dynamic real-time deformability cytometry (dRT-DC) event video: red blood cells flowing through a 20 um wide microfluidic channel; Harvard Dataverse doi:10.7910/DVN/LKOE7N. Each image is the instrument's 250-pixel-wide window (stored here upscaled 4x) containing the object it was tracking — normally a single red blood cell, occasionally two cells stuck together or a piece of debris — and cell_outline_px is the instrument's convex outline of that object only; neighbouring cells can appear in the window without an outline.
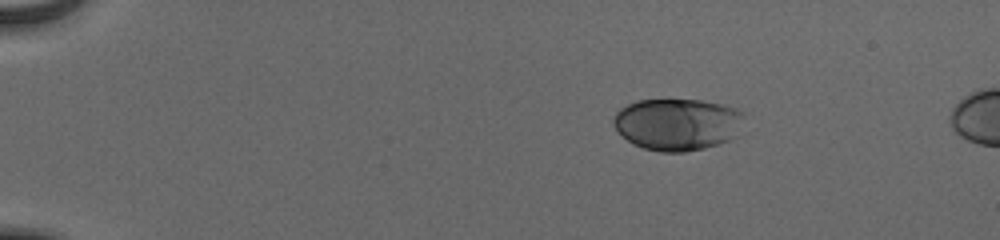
{"species": "human", "species_latin": "Homo sapiens", "temperature_condition": "cold", "stored_images_in_passage": 46, "camera_frame_rate_fps": 3000, "um_per_image_px": 0.085, "donor": {"sex": "male"}, "frame": {"image": 1, "passage_image": 1, "time_ms": 0.0, "image_size_px": [1000, 240], "cell_outline_px": [[744, 112], [736, 136], [728, 140], [704, 148], [684, 152], [660, 152], [644, 148], [628, 140], [616, 128], [612, 120], [616, 112], [620, 108], [636, 100], [700, 100], [720, 104], [736, 108]], "centroid_in_image_um": [57.57, 10.55], "position_along_channel_um": 27.4, "area_um2": 39.19}}
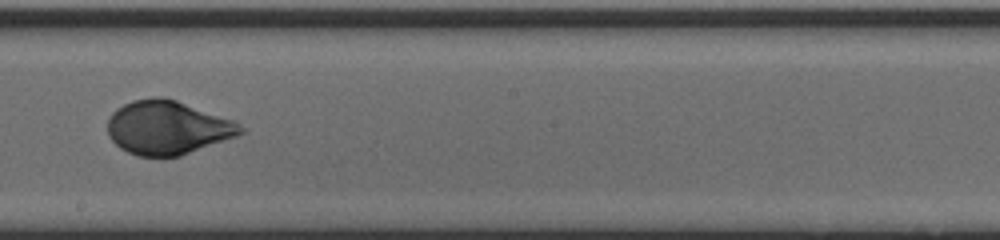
{"frame": {"image": 2, "passage_image": 25, "time_ms": 8.0, "image_size_px": [1000, 240], "cell_outline_px": [[244, 132], [236, 136], [180, 156], [136, 156], [120, 148], [108, 136], [108, 120], [112, 112], [116, 108], [132, 100], [152, 96], [164, 96], [176, 100], [232, 120], [244, 128]], "centroid_in_image_um": [14.2, 10.84], "position_along_channel_um": 234.0, "area_um2": 41.5}}
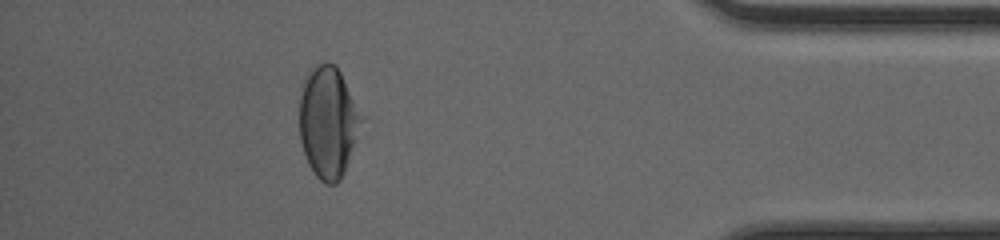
{"frame": {"image": 3, "passage_image": 41, "time_ms": 13.333, "image_size_px": [1000, 240], "cell_outline_px": [[364, 116], [344, 172], [340, 180], [336, 184], [324, 184], [316, 176], [308, 164], [300, 140], [300, 96], [304, 76], [316, 64], [324, 60], [328, 60], [336, 64]], "centroid_in_image_um": [27.88, 10.33], "position_along_channel_um": 407.3, "area_um2": 40.46}, "authors_computed_cell_mechanics": {"area_um2": 40.4311, "velocity_mm_per_s": 3.8906, "shape_relaxation_time_tau1_ms": 3.0631, "shape_relaxation_time_tau2_ms": null, "deformation_change_tau1": 0.142, "deformation_change_tau2": null}}